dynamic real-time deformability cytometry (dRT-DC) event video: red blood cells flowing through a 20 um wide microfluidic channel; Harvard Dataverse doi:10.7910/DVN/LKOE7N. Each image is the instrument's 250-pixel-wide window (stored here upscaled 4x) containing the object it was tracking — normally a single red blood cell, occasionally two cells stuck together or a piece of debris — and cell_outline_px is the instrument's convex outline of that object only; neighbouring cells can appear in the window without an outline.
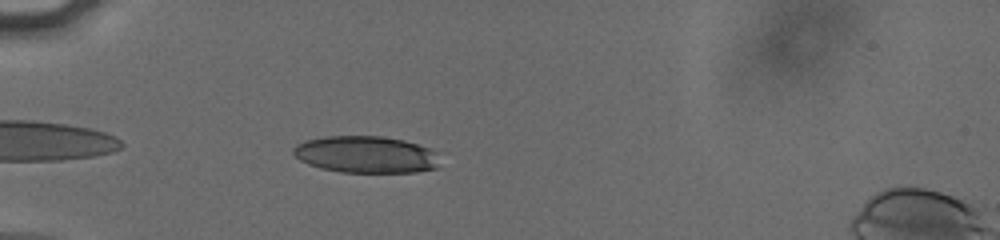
{"species": "human", "species_latin": "Homo sapiens", "temperature_condition": "cold", "stored_images_in_passage": 40, "camera_frame_rate_fps": 3000, "um_per_image_px": 0.085, "donor": {"sex": "male"}, "frame": {"image": 1, "passage_image": 3, "time_ms": 0.667, "image_size_px": [1000, 240], "cell_outline_px": [[436, 168], [416, 172], [340, 172], [320, 168], [308, 164], [300, 160], [292, 152], [292, 148], [296, 144], [304, 140], [324, 136], [380, 136], [404, 140], [432, 148], [436, 152]], "centroid_in_image_um": [31.06, 13.12], "position_along_channel_um": 53.9, "area_um2": 31.56}}
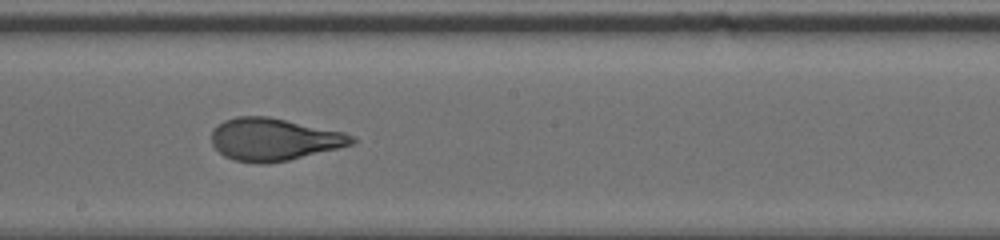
{"frame": {"image": 2, "passage_image": 18, "time_ms": 5.667, "image_size_px": [1000, 240], "cell_outline_px": [[356, 140], [352, 144], [288, 160], [260, 164], [256, 164], [236, 160], [224, 156], [212, 144], [212, 132], [224, 120], [236, 116], [268, 116], [344, 132], [352, 136]], "centroid_in_image_um": [23.26, 11.84], "position_along_channel_um": 224.9, "area_um2": 34.22}}
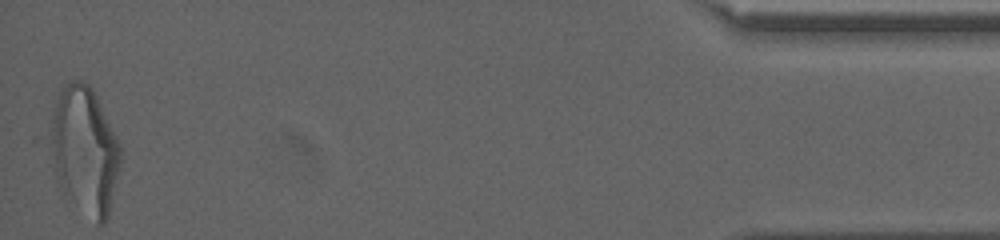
{"frame": {"image": 3, "passage_image": 40, "time_ms": 13.0, "image_size_px": [1000, 240], "cell_outline_px": [[120, 168], [108, 216], [104, 224], [96, 224], [64, 192], [32, 140], [32, 136], [60, 88], [68, 80], [80, 80], [88, 84], [92, 88], [120, 144]], "centroid_in_image_um": [6.86, 12.64], "position_along_channel_um": 428.3, "area_um2": 57.28}, "authors_computed_cell_mechanics": {"area_um2": 34.2754, "velocity_mm_per_s": 3.821, "shape_relaxation_time_tau1_ms": 3.5209, "shape_relaxation_time_tau2_ms": 0.7484, "deformation_change_tau1": 0.1929, "deformation_change_tau2": 0.0784}}